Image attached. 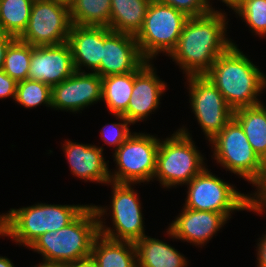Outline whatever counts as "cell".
Masks as SVG:
<instances>
[{
  "mask_svg": "<svg viewBox=\"0 0 266 267\" xmlns=\"http://www.w3.org/2000/svg\"><path fill=\"white\" fill-rule=\"evenodd\" d=\"M170 5L184 12L188 17L202 16L208 14L211 9L208 0H155Z\"/></svg>",
  "mask_w": 266,
  "mask_h": 267,
  "instance_id": "obj_31",
  "label": "cell"
},
{
  "mask_svg": "<svg viewBox=\"0 0 266 267\" xmlns=\"http://www.w3.org/2000/svg\"><path fill=\"white\" fill-rule=\"evenodd\" d=\"M144 61L135 36L113 32L104 26L103 53L96 74L103 78L134 72Z\"/></svg>",
  "mask_w": 266,
  "mask_h": 267,
  "instance_id": "obj_17",
  "label": "cell"
},
{
  "mask_svg": "<svg viewBox=\"0 0 266 267\" xmlns=\"http://www.w3.org/2000/svg\"><path fill=\"white\" fill-rule=\"evenodd\" d=\"M31 267H63L62 265L59 264H52V263H45V262H39L37 265H32Z\"/></svg>",
  "mask_w": 266,
  "mask_h": 267,
  "instance_id": "obj_38",
  "label": "cell"
},
{
  "mask_svg": "<svg viewBox=\"0 0 266 267\" xmlns=\"http://www.w3.org/2000/svg\"><path fill=\"white\" fill-rule=\"evenodd\" d=\"M0 267H15L11 259L0 255Z\"/></svg>",
  "mask_w": 266,
  "mask_h": 267,
  "instance_id": "obj_37",
  "label": "cell"
},
{
  "mask_svg": "<svg viewBox=\"0 0 266 267\" xmlns=\"http://www.w3.org/2000/svg\"><path fill=\"white\" fill-rule=\"evenodd\" d=\"M188 18L184 12L172 6L152 0L143 26L135 36L142 57L146 61H153L158 54L168 56L176 47Z\"/></svg>",
  "mask_w": 266,
  "mask_h": 267,
  "instance_id": "obj_9",
  "label": "cell"
},
{
  "mask_svg": "<svg viewBox=\"0 0 266 267\" xmlns=\"http://www.w3.org/2000/svg\"><path fill=\"white\" fill-rule=\"evenodd\" d=\"M211 158L217 165L255 186L253 194L260 200L266 193V164L248 142L241 125L231 121L209 142Z\"/></svg>",
  "mask_w": 266,
  "mask_h": 267,
  "instance_id": "obj_5",
  "label": "cell"
},
{
  "mask_svg": "<svg viewBox=\"0 0 266 267\" xmlns=\"http://www.w3.org/2000/svg\"><path fill=\"white\" fill-rule=\"evenodd\" d=\"M233 118L241 125L254 152L266 164V105L234 110Z\"/></svg>",
  "mask_w": 266,
  "mask_h": 267,
  "instance_id": "obj_23",
  "label": "cell"
},
{
  "mask_svg": "<svg viewBox=\"0 0 266 267\" xmlns=\"http://www.w3.org/2000/svg\"><path fill=\"white\" fill-rule=\"evenodd\" d=\"M181 210L168 224L165 234L169 239H178L196 247H204L229 222L222 213L197 211L184 206Z\"/></svg>",
  "mask_w": 266,
  "mask_h": 267,
  "instance_id": "obj_15",
  "label": "cell"
},
{
  "mask_svg": "<svg viewBox=\"0 0 266 267\" xmlns=\"http://www.w3.org/2000/svg\"><path fill=\"white\" fill-rule=\"evenodd\" d=\"M134 87V72L102 78V100L111 115L123 114L129 104Z\"/></svg>",
  "mask_w": 266,
  "mask_h": 267,
  "instance_id": "obj_24",
  "label": "cell"
},
{
  "mask_svg": "<svg viewBox=\"0 0 266 267\" xmlns=\"http://www.w3.org/2000/svg\"><path fill=\"white\" fill-rule=\"evenodd\" d=\"M233 13L249 26L252 35L266 39V0H243Z\"/></svg>",
  "mask_w": 266,
  "mask_h": 267,
  "instance_id": "obj_29",
  "label": "cell"
},
{
  "mask_svg": "<svg viewBox=\"0 0 266 267\" xmlns=\"http://www.w3.org/2000/svg\"><path fill=\"white\" fill-rule=\"evenodd\" d=\"M34 0H0V31L19 38L25 31Z\"/></svg>",
  "mask_w": 266,
  "mask_h": 267,
  "instance_id": "obj_26",
  "label": "cell"
},
{
  "mask_svg": "<svg viewBox=\"0 0 266 267\" xmlns=\"http://www.w3.org/2000/svg\"><path fill=\"white\" fill-rule=\"evenodd\" d=\"M211 171L205 167L185 185L186 198L182 204L185 208L222 213L230 220L234 212H248L259 200L252 192L238 191L235 184L225 182Z\"/></svg>",
  "mask_w": 266,
  "mask_h": 267,
  "instance_id": "obj_8",
  "label": "cell"
},
{
  "mask_svg": "<svg viewBox=\"0 0 266 267\" xmlns=\"http://www.w3.org/2000/svg\"><path fill=\"white\" fill-rule=\"evenodd\" d=\"M63 267H97V266L92 262L91 259H89L76 264H67L64 265Z\"/></svg>",
  "mask_w": 266,
  "mask_h": 267,
  "instance_id": "obj_36",
  "label": "cell"
},
{
  "mask_svg": "<svg viewBox=\"0 0 266 267\" xmlns=\"http://www.w3.org/2000/svg\"><path fill=\"white\" fill-rule=\"evenodd\" d=\"M256 256L257 267H266V231L257 239Z\"/></svg>",
  "mask_w": 266,
  "mask_h": 267,
  "instance_id": "obj_33",
  "label": "cell"
},
{
  "mask_svg": "<svg viewBox=\"0 0 266 267\" xmlns=\"http://www.w3.org/2000/svg\"><path fill=\"white\" fill-rule=\"evenodd\" d=\"M107 185L112 189L109 207L92 204L98 216L99 234L111 240L135 243L146 235L140 193L134 189L137 184L110 181ZM105 216H110L112 225L105 222Z\"/></svg>",
  "mask_w": 266,
  "mask_h": 267,
  "instance_id": "obj_7",
  "label": "cell"
},
{
  "mask_svg": "<svg viewBox=\"0 0 266 267\" xmlns=\"http://www.w3.org/2000/svg\"><path fill=\"white\" fill-rule=\"evenodd\" d=\"M69 7L72 25L109 28L111 0H74Z\"/></svg>",
  "mask_w": 266,
  "mask_h": 267,
  "instance_id": "obj_25",
  "label": "cell"
},
{
  "mask_svg": "<svg viewBox=\"0 0 266 267\" xmlns=\"http://www.w3.org/2000/svg\"><path fill=\"white\" fill-rule=\"evenodd\" d=\"M201 153L189 128L180 126L172 135L160 139L153 181H159L165 189L186 185L207 166Z\"/></svg>",
  "mask_w": 266,
  "mask_h": 267,
  "instance_id": "obj_6",
  "label": "cell"
},
{
  "mask_svg": "<svg viewBox=\"0 0 266 267\" xmlns=\"http://www.w3.org/2000/svg\"><path fill=\"white\" fill-rule=\"evenodd\" d=\"M15 39L13 36L0 31V70L4 64L7 48Z\"/></svg>",
  "mask_w": 266,
  "mask_h": 267,
  "instance_id": "obj_34",
  "label": "cell"
},
{
  "mask_svg": "<svg viewBox=\"0 0 266 267\" xmlns=\"http://www.w3.org/2000/svg\"><path fill=\"white\" fill-rule=\"evenodd\" d=\"M218 1V0H217ZM220 2H222V4H226L225 6L229 7V9L232 11H234L241 3L243 0H219ZM209 3V7L211 9V11H222V9L217 10V8H215L214 6L212 7V0H208Z\"/></svg>",
  "mask_w": 266,
  "mask_h": 267,
  "instance_id": "obj_35",
  "label": "cell"
},
{
  "mask_svg": "<svg viewBox=\"0 0 266 267\" xmlns=\"http://www.w3.org/2000/svg\"><path fill=\"white\" fill-rule=\"evenodd\" d=\"M72 27L70 7L53 0H34L28 25L18 38L31 46L68 42Z\"/></svg>",
  "mask_w": 266,
  "mask_h": 267,
  "instance_id": "obj_12",
  "label": "cell"
},
{
  "mask_svg": "<svg viewBox=\"0 0 266 267\" xmlns=\"http://www.w3.org/2000/svg\"><path fill=\"white\" fill-rule=\"evenodd\" d=\"M31 45L16 38L7 48L2 70L17 83L28 79Z\"/></svg>",
  "mask_w": 266,
  "mask_h": 267,
  "instance_id": "obj_27",
  "label": "cell"
},
{
  "mask_svg": "<svg viewBox=\"0 0 266 267\" xmlns=\"http://www.w3.org/2000/svg\"><path fill=\"white\" fill-rule=\"evenodd\" d=\"M235 43L218 56L205 74L233 110L263 103L260 95L266 92V74Z\"/></svg>",
  "mask_w": 266,
  "mask_h": 267,
  "instance_id": "obj_2",
  "label": "cell"
},
{
  "mask_svg": "<svg viewBox=\"0 0 266 267\" xmlns=\"http://www.w3.org/2000/svg\"><path fill=\"white\" fill-rule=\"evenodd\" d=\"M153 61H144L134 71V87L127 110L122 114L132 125L147 121L152 112L158 111L162 96L166 92L167 82L157 74Z\"/></svg>",
  "mask_w": 266,
  "mask_h": 267,
  "instance_id": "obj_14",
  "label": "cell"
},
{
  "mask_svg": "<svg viewBox=\"0 0 266 267\" xmlns=\"http://www.w3.org/2000/svg\"><path fill=\"white\" fill-rule=\"evenodd\" d=\"M88 204L35 203L11 208L0 213V237H10L16 245L28 248L46 232L57 231L70 224Z\"/></svg>",
  "mask_w": 266,
  "mask_h": 267,
  "instance_id": "obj_4",
  "label": "cell"
},
{
  "mask_svg": "<svg viewBox=\"0 0 266 267\" xmlns=\"http://www.w3.org/2000/svg\"><path fill=\"white\" fill-rule=\"evenodd\" d=\"M156 136L134 131L117 150H114L112 158L116 168L109 169L110 181L139 185L153 182L160 142V138Z\"/></svg>",
  "mask_w": 266,
  "mask_h": 267,
  "instance_id": "obj_10",
  "label": "cell"
},
{
  "mask_svg": "<svg viewBox=\"0 0 266 267\" xmlns=\"http://www.w3.org/2000/svg\"><path fill=\"white\" fill-rule=\"evenodd\" d=\"M185 80L190 109L209 142L231 121L234 110L205 75L188 76Z\"/></svg>",
  "mask_w": 266,
  "mask_h": 267,
  "instance_id": "obj_11",
  "label": "cell"
},
{
  "mask_svg": "<svg viewBox=\"0 0 266 267\" xmlns=\"http://www.w3.org/2000/svg\"><path fill=\"white\" fill-rule=\"evenodd\" d=\"M90 259L97 267H137L135 243L115 241L99 234L93 242Z\"/></svg>",
  "mask_w": 266,
  "mask_h": 267,
  "instance_id": "obj_21",
  "label": "cell"
},
{
  "mask_svg": "<svg viewBox=\"0 0 266 267\" xmlns=\"http://www.w3.org/2000/svg\"><path fill=\"white\" fill-rule=\"evenodd\" d=\"M113 117H116L119 122L105 124L100 131V136L104 141L103 145L107 144L117 150L133 133L130 129L132 123L122 114H113Z\"/></svg>",
  "mask_w": 266,
  "mask_h": 267,
  "instance_id": "obj_30",
  "label": "cell"
},
{
  "mask_svg": "<svg viewBox=\"0 0 266 267\" xmlns=\"http://www.w3.org/2000/svg\"><path fill=\"white\" fill-rule=\"evenodd\" d=\"M17 82L0 70V99L11 98L15 101Z\"/></svg>",
  "mask_w": 266,
  "mask_h": 267,
  "instance_id": "obj_32",
  "label": "cell"
},
{
  "mask_svg": "<svg viewBox=\"0 0 266 267\" xmlns=\"http://www.w3.org/2000/svg\"><path fill=\"white\" fill-rule=\"evenodd\" d=\"M68 43L72 50L76 71L85 72L86 69L88 72H95L100 67L104 45V26L72 25Z\"/></svg>",
  "mask_w": 266,
  "mask_h": 267,
  "instance_id": "obj_19",
  "label": "cell"
},
{
  "mask_svg": "<svg viewBox=\"0 0 266 267\" xmlns=\"http://www.w3.org/2000/svg\"><path fill=\"white\" fill-rule=\"evenodd\" d=\"M52 87L40 81L26 79L17 83L15 102L26 109L52 107Z\"/></svg>",
  "mask_w": 266,
  "mask_h": 267,
  "instance_id": "obj_28",
  "label": "cell"
},
{
  "mask_svg": "<svg viewBox=\"0 0 266 267\" xmlns=\"http://www.w3.org/2000/svg\"><path fill=\"white\" fill-rule=\"evenodd\" d=\"M228 20L224 10L187 19L176 47L168 55L185 77L205 75L234 43L228 36Z\"/></svg>",
  "mask_w": 266,
  "mask_h": 267,
  "instance_id": "obj_1",
  "label": "cell"
},
{
  "mask_svg": "<svg viewBox=\"0 0 266 267\" xmlns=\"http://www.w3.org/2000/svg\"><path fill=\"white\" fill-rule=\"evenodd\" d=\"M53 110L82 113L102 100V78L95 72L75 71L61 83L52 86Z\"/></svg>",
  "mask_w": 266,
  "mask_h": 267,
  "instance_id": "obj_13",
  "label": "cell"
},
{
  "mask_svg": "<svg viewBox=\"0 0 266 267\" xmlns=\"http://www.w3.org/2000/svg\"><path fill=\"white\" fill-rule=\"evenodd\" d=\"M99 235L98 216L89 204L70 224L46 232L27 249L42 256V262L67 265L89 260L95 238Z\"/></svg>",
  "mask_w": 266,
  "mask_h": 267,
  "instance_id": "obj_3",
  "label": "cell"
},
{
  "mask_svg": "<svg viewBox=\"0 0 266 267\" xmlns=\"http://www.w3.org/2000/svg\"><path fill=\"white\" fill-rule=\"evenodd\" d=\"M53 1L60 2V3L70 6L74 0H53Z\"/></svg>",
  "mask_w": 266,
  "mask_h": 267,
  "instance_id": "obj_39",
  "label": "cell"
},
{
  "mask_svg": "<svg viewBox=\"0 0 266 267\" xmlns=\"http://www.w3.org/2000/svg\"><path fill=\"white\" fill-rule=\"evenodd\" d=\"M164 241L148 235L136 241L137 267H188L187 257Z\"/></svg>",
  "mask_w": 266,
  "mask_h": 267,
  "instance_id": "obj_20",
  "label": "cell"
},
{
  "mask_svg": "<svg viewBox=\"0 0 266 267\" xmlns=\"http://www.w3.org/2000/svg\"><path fill=\"white\" fill-rule=\"evenodd\" d=\"M152 0H111L110 25L113 32L136 36L143 26Z\"/></svg>",
  "mask_w": 266,
  "mask_h": 267,
  "instance_id": "obj_22",
  "label": "cell"
},
{
  "mask_svg": "<svg viewBox=\"0 0 266 267\" xmlns=\"http://www.w3.org/2000/svg\"><path fill=\"white\" fill-rule=\"evenodd\" d=\"M61 146L74 177L84 182L107 186L110 182V165H108L109 160L105 161L103 146L83 144L69 139L64 140Z\"/></svg>",
  "mask_w": 266,
  "mask_h": 267,
  "instance_id": "obj_18",
  "label": "cell"
},
{
  "mask_svg": "<svg viewBox=\"0 0 266 267\" xmlns=\"http://www.w3.org/2000/svg\"><path fill=\"white\" fill-rule=\"evenodd\" d=\"M68 42L59 45L31 46L28 79L54 86L75 72Z\"/></svg>",
  "mask_w": 266,
  "mask_h": 267,
  "instance_id": "obj_16",
  "label": "cell"
}]
</instances>
